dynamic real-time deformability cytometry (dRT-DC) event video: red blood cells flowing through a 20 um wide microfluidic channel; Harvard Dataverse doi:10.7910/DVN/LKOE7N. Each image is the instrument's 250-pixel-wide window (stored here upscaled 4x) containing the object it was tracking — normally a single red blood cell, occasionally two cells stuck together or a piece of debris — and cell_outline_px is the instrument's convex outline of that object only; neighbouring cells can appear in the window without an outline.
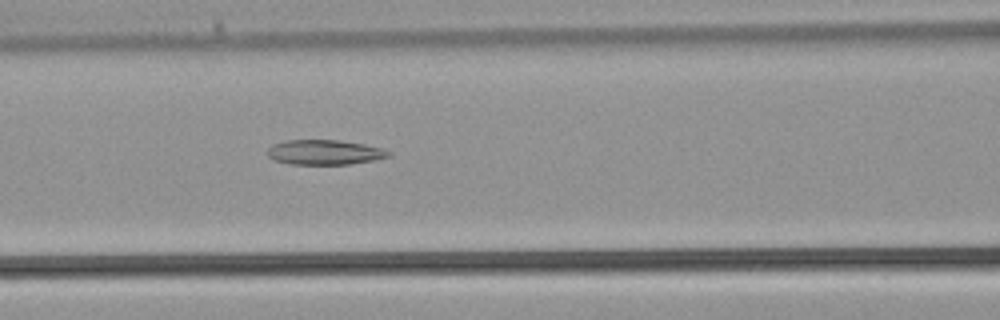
{"species": "common noctule bat (a hibernating species)", "species_latin": "Nyctalus noctula", "temperature_condition": "warm", "stored_images_in_passage": 31, "camera_frame_rate_fps": 3000, "um_per_image_px": 0.085, "animal": {"sex": "male", "body_mass_g": 21.5, "forearm_length_mm": 52.0}, "frame": {"image": 1, "passage_image": 8, "time_ms": 2.333, "image_size_px": [1000, 320], "cell_outline_px": [[392, 156], [372, 160], [348, 164], [288, 164], [272, 160], [268, 156], [268, 148], [272, 144], [288, 140], [336, 140], [364, 144], [380, 148], [392, 152]], "centroid_in_image_um": [27.56, 12.94], "position_along_channel_um": 139.0, "area_um2": 17.51}}
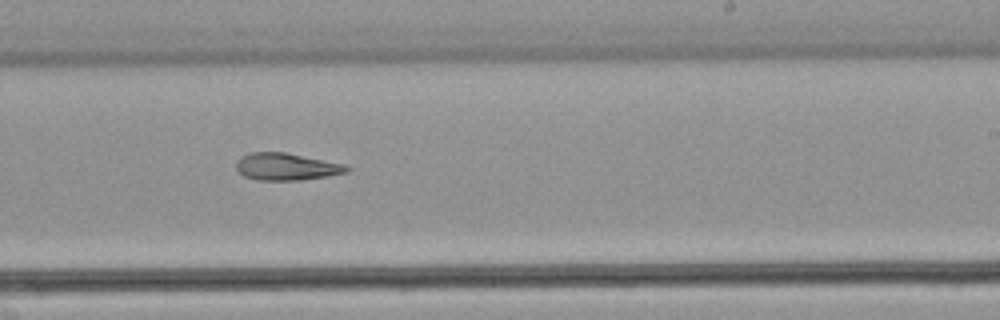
{"frame": {"image": 2, "passage_image": 15, "time_ms": 4.667, "image_size_px": [1000, 320], "cell_outline_px": [[352, 168], [348, 172], [328, 176], [300, 180], [256, 180], [244, 176], [236, 168], [236, 160], [240, 156], [252, 152], [284, 152], [344, 164]], "centroid_in_image_um": [24.33, 14.17], "position_along_channel_um": 264.7, "area_um2": 17.51}}
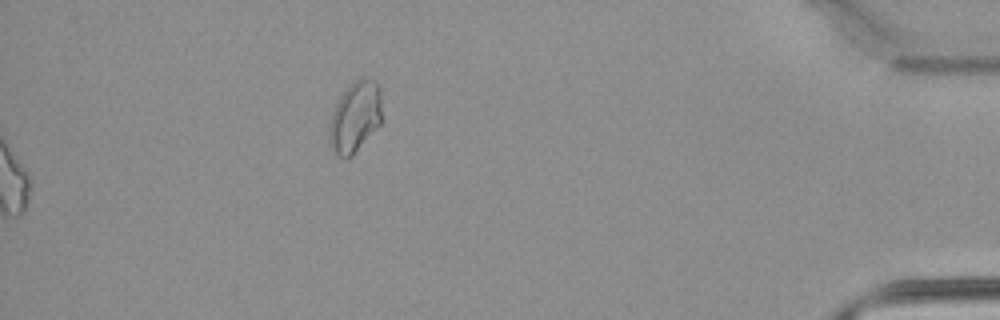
{"frame": {"image": 3, "passage_image": 31, "time_ms": 10.0, "image_size_px": [1000, 320], "cell_outline_px": [[380, 124], [344, 160], [332, 152], [328, 136], [328, 128], [332, 112], [340, 96], [356, 80], [372, 80], [380, 88]], "centroid_in_image_um": [30.12, 9.97], "position_along_channel_um": 405.1, "area_um2": 20.87}}